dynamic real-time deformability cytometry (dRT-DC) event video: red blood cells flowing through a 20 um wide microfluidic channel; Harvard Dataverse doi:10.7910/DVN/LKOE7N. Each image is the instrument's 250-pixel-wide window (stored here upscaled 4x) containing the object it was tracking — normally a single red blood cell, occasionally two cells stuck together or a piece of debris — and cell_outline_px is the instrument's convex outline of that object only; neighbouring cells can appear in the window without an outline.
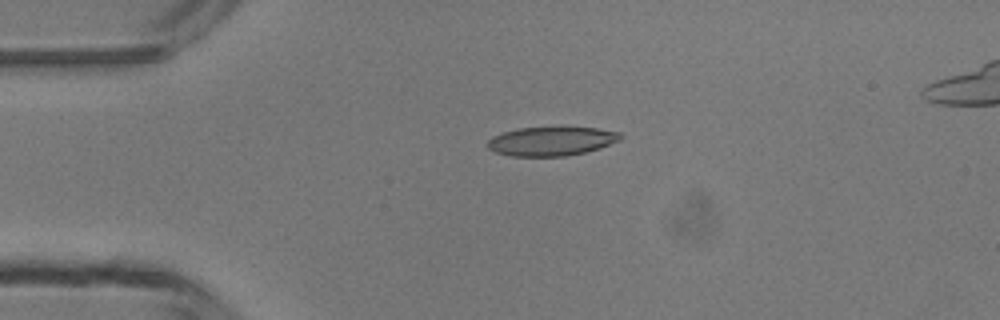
{"species": "common noctule bat (a hibernating species)", "species_latin": "Nyctalus noctula", "temperature_condition": "room temperature", "stored_images_in_passage": 3, "camera_frame_rate_fps": 3000, "um_per_image_px": 0.085, "animal": {"sex": "male", "body_mass_g": 13.3}, "frame": {"image": 1, "passage_image": 1, "time_ms": 0.0, "image_size_px": [1000, 320], "cell_outline_px": [[620, 140], [600, 148], [584, 152], [564, 156], [512, 156], [496, 152], [488, 148], [488, 140], [492, 136], [504, 132], [520, 128], [596, 128], [620, 132]], "centroid_in_image_um": [46.86, 12.01], "position_along_channel_um": 38.1, "area_um2": 22.02}}
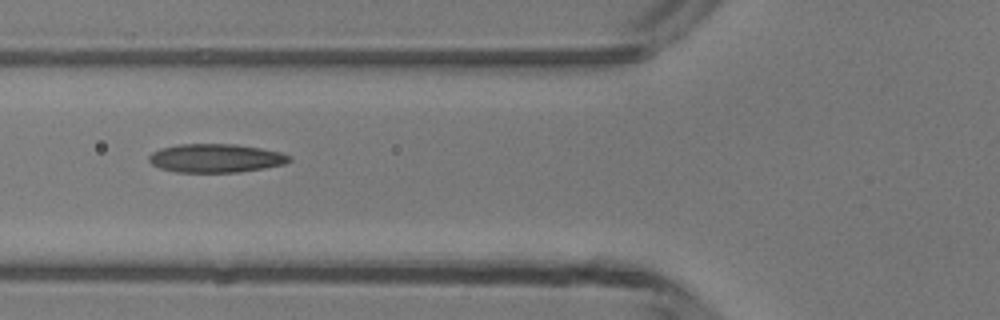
{"frame": {"image": 2, "passage_image": 3, "time_ms": 2.333, "image_size_px": [1000, 320], "cell_outline_px": [[292, 160], [284, 164], [264, 168], [240, 172], [176, 172], [160, 168], [152, 164], [148, 160], [148, 156], [152, 152], [160, 148], [180, 144], [236, 144], [260, 148], [280, 152], [292, 156]], "centroid_in_image_um": [18.34, 13.44], "position_along_channel_um": 107.5, "area_um2": 23.47}}